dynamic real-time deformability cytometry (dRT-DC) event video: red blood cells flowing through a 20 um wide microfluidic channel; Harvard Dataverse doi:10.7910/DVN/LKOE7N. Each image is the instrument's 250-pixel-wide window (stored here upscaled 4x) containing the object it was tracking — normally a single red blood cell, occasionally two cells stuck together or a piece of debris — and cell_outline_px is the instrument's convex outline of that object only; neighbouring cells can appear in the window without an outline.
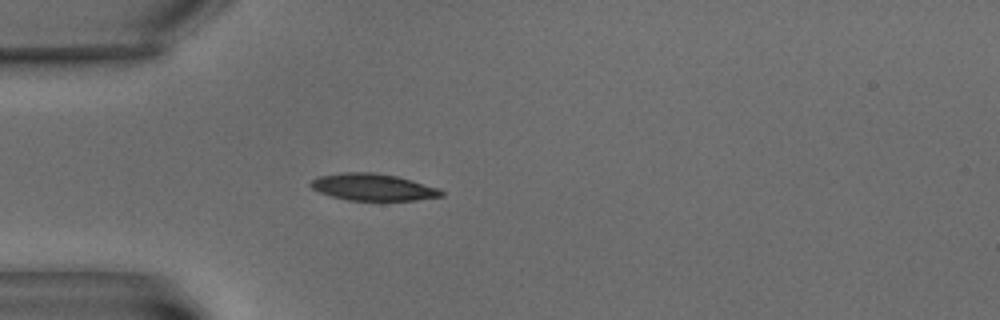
{"species": "common noctule bat (a hibernating species)", "species_latin": "Nyctalus noctula", "temperature_condition": "warm", "stored_images_in_passage": 6, "camera_frame_rate_fps": 3000, "um_per_image_px": 0.085, "animal": {"sex": "male", "body_mass_g": 15.6}, "frame": {"image": 1, "passage_image": 1, "time_ms": 0.0, "image_size_px": [1000, 320], "cell_outline_px": [[444, 196], [416, 200], [348, 200], [332, 196], [320, 192], [312, 188], [308, 184], [312, 180], [320, 176], [340, 172], [372, 172], [396, 176], [412, 180], [436, 188], [444, 192]], "centroid_in_image_um": [31.68, 15.9], "position_along_channel_um": 53.3, "area_um2": 20.29}}
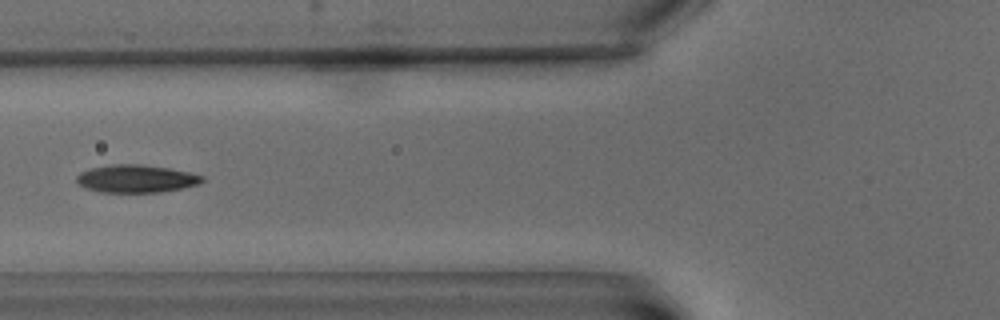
{"frame": {"image": 2, "passage_image": 3, "time_ms": 2.333, "image_size_px": [1000, 320], "cell_outline_px": [[204, 180], [196, 184], [180, 188], [160, 192], [100, 192], [88, 188], [80, 184], [76, 180], [76, 176], [80, 172], [92, 168], [112, 164], [140, 164], [168, 168], [188, 172], [204, 176]], "centroid_in_image_um": [11.56, 15.18], "position_along_channel_um": 114.2, "area_um2": 20.0}}